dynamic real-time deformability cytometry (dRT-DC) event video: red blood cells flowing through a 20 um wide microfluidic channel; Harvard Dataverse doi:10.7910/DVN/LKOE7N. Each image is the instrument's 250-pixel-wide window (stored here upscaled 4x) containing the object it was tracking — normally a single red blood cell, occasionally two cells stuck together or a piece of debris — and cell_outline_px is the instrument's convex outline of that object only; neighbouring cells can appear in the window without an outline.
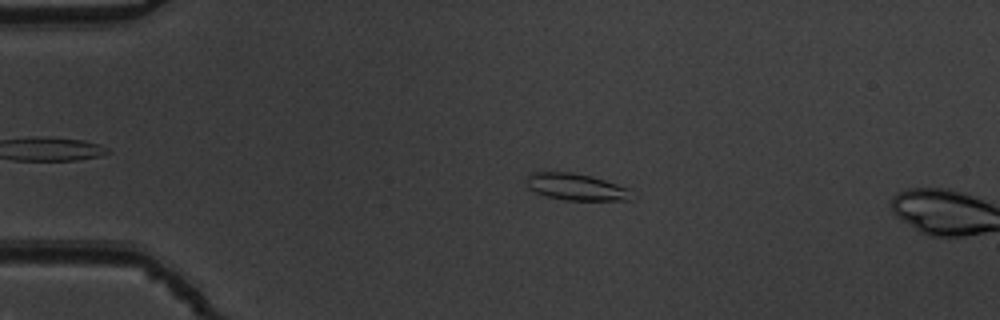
{"species": "common noctule bat (a hibernating species)", "species_latin": "Nyctalus noctula", "temperature_condition": "warm", "stored_images_in_passage": 14, "camera_frame_rate_fps": 3000, "um_per_image_px": 0.085, "animal": {"sex": "male", "body_mass_g": 19.5, "forearm_length_mm": 54.6}, "frame": {"image": 1, "passage_image": 12, "time_ms": 3.667, "image_size_px": [1000, 320], "cell_outline_px": [[632, 200], [564, 200], [548, 196], [536, 192], [528, 188], [528, 176], [532, 172], [572, 172], [592, 176], [628, 188]], "centroid_in_image_um": [48.96, 15.88], "position_along_channel_um": 36.0, "area_um2": 16.13}}